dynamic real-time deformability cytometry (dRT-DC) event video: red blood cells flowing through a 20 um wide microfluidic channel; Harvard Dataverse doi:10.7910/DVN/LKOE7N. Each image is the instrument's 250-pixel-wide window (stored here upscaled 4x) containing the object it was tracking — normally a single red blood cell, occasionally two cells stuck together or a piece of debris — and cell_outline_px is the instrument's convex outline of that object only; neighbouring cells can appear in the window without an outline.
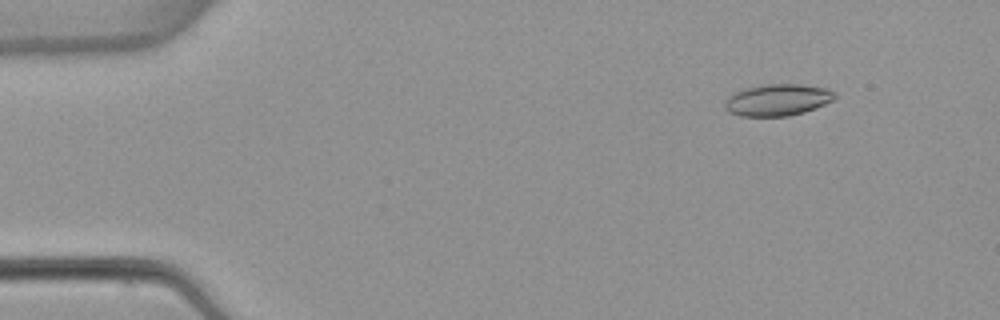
{"species": "common noctule bat (a hibernating species)", "species_latin": "Nyctalus noctula", "temperature_condition": "warm", "stored_images_in_passage": 5, "camera_frame_rate_fps": 3000, "um_per_image_px": 0.085, "animal": {"sex": "female", "body_mass_g": 22.7, "forearm_length_mm": 54.2}, "frame": {"image": 1, "passage_image": 2, "time_ms": 1.333, "image_size_px": [1000, 320], "cell_outline_px": [[836, 96], [832, 100], [816, 108], [804, 112], [788, 116], [740, 116], [728, 112], [724, 108], [724, 100], [728, 96], [744, 88], [764, 84], [800, 84], [828, 88], [836, 92]], "centroid_in_image_um": [66.07, 8.49], "position_along_channel_um": 18.9, "area_um2": 20.52}}
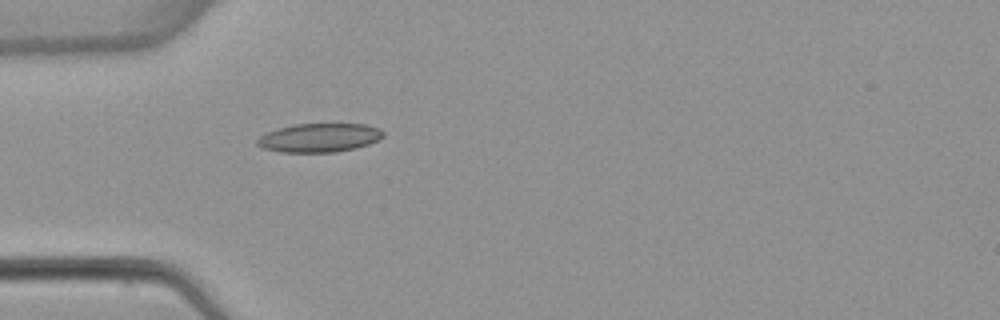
{"frame": {"image": 2, "passage_image": 5, "time_ms": 4.667, "image_size_px": [1000, 320], "cell_outline_px": [[384, 136], [380, 140], [356, 148], [336, 152], [280, 152], [264, 148], [256, 144], [256, 140], [260, 136], [268, 132], [280, 128], [296, 124], [364, 124], [380, 128], [384, 132]], "centroid_in_image_um": [27.18, 11.71], "position_along_channel_um": 57.8, "area_um2": 21.1}}